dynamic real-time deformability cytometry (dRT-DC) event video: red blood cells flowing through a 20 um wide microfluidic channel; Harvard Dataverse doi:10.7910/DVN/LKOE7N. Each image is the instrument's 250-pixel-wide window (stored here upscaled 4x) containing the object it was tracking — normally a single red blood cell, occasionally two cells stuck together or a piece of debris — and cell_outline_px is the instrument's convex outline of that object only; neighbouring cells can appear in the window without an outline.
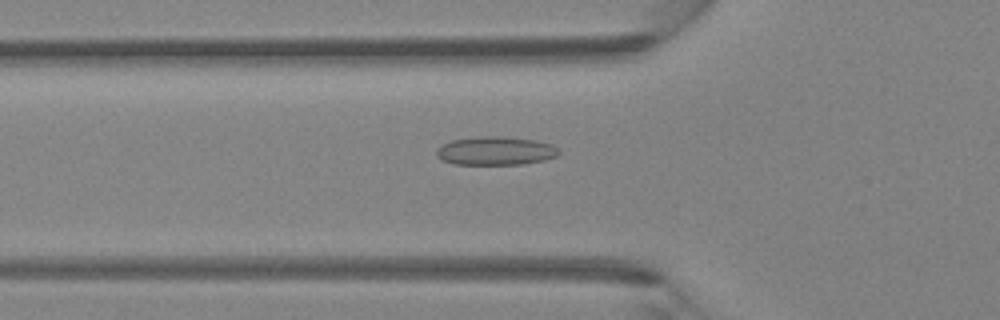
{"species": "Egyptian fruit bat (a non-hibernating species)", "species_latin": "Rousettus aegyptiacus", "temperature_condition": "room temperature", "stored_images_in_passage": 32, "camera_frame_rate_fps": 3000, "um_per_image_px": 0.085, "animal": {"sex": "female"}, "frame": {"image": 1, "passage_image": 2, "time_ms": 0.333, "image_size_px": [1000, 320], "cell_outline_px": [[560, 152], [556, 156], [544, 160], [520, 164], [452, 164], [436, 156], [436, 148], [452, 140], [480, 136], [500, 136], [536, 140], [552, 144]], "centroid_in_image_um": [42.11, 12.82], "position_along_channel_um": 83.7, "area_um2": 20.23}}
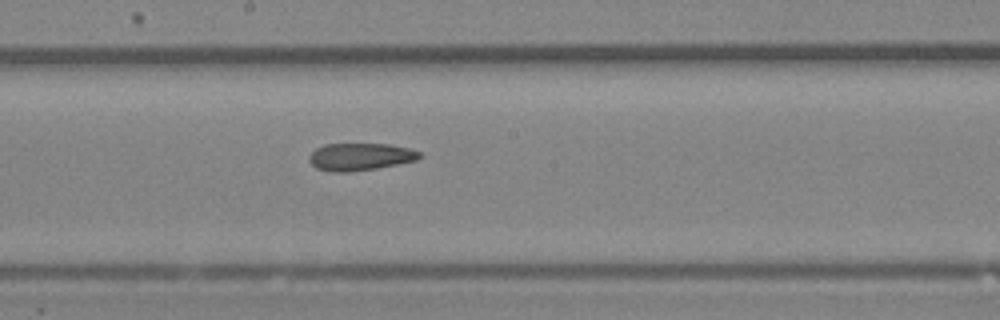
{"frame": {"image": 2, "passage_image": 11, "time_ms": 3.333, "image_size_px": [1000, 320], "cell_outline_px": [[424, 156], [416, 160], [376, 168], [348, 172], [332, 172], [316, 168], [308, 160], [308, 156], [316, 148], [324, 144], [388, 144], [408, 148], [420, 152]], "centroid_in_image_um": [30.59, 13.32], "position_along_channel_um": 217.6, "area_um2": 17.57}}
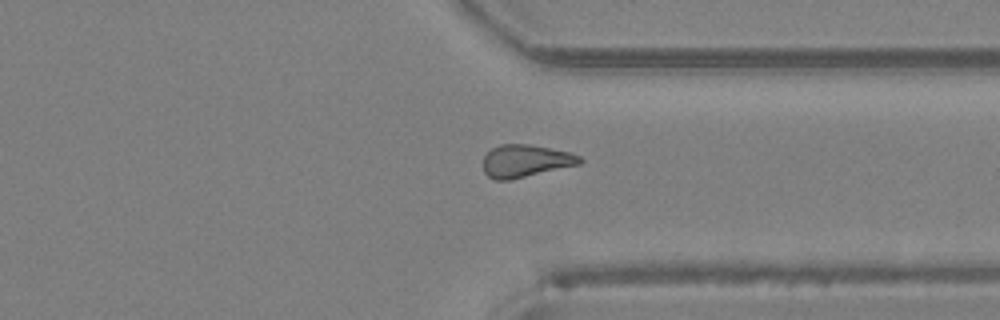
{"frame": {"image": 3, "passage_image": 21, "time_ms": 6.667, "image_size_px": [1000, 320], "cell_outline_px": [[584, 160], [580, 164], [512, 180], [496, 180], [488, 176], [484, 172], [484, 156], [492, 148], [500, 144], [528, 144], [568, 152], [580, 156]], "centroid_in_image_um": [44.67, 13.69], "position_along_channel_um": 366.7, "area_um2": 18.26}}